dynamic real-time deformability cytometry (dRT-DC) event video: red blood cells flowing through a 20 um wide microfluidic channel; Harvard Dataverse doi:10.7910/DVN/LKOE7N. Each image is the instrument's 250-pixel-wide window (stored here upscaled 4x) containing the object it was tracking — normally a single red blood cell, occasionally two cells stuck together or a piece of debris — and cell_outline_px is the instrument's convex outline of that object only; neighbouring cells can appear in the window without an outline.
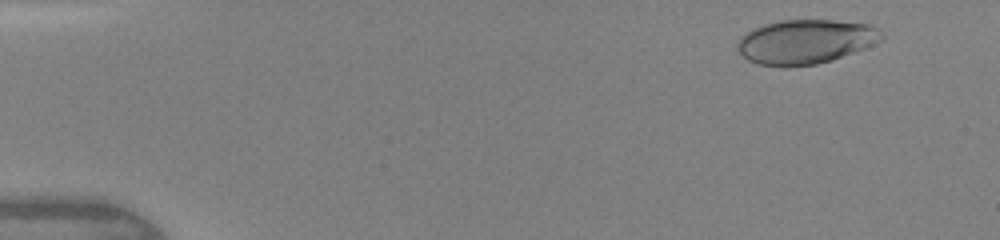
{"species": "human", "species_latin": "Homo sapiens", "temperature_condition": "warm", "stored_images_in_passage": 6, "camera_frame_rate_fps": 3000, "um_per_image_px": 0.085, "donor": {"sex": "female"}, "frame": {"image": 1, "passage_image": 1, "time_ms": 0.0, "image_size_px": [1000, 240], "cell_outline_px": [[884, 40], [864, 48], [832, 60], [816, 64], [788, 68], [780, 68], [760, 64], [748, 60], [736, 48], [736, 44], [740, 36], [752, 28], [764, 24], [780, 20], [832, 20], [868, 24], [876, 28], [884, 36]], "centroid_in_image_um": [68.43, 3.55], "position_along_channel_um": 16.6, "area_um2": 37.57}}
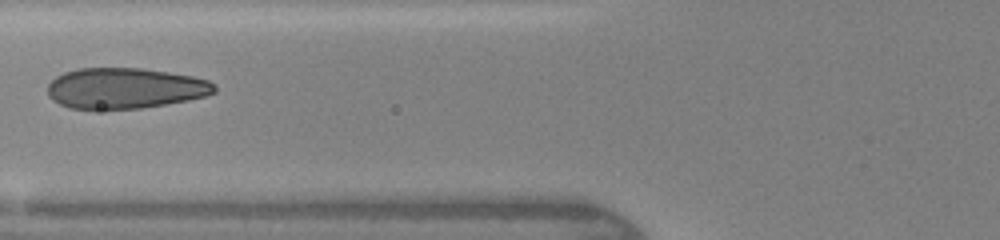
{"frame": {"image": 2, "passage_image": 5, "time_ms": 5.0, "image_size_px": [1000, 240], "cell_outline_px": [[216, 92], [204, 96], [188, 100], [140, 108], [92, 112], [68, 108], [52, 100], [48, 96], [48, 84], [56, 76], [64, 72], [80, 68], [140, 68], [168, 72], [192, 76], [208, 80], [216, 84]], "centroid_in_image_um": [10.57, 7.53], "position_along_channel_um": 115.2, "area_um2": 40.4}}
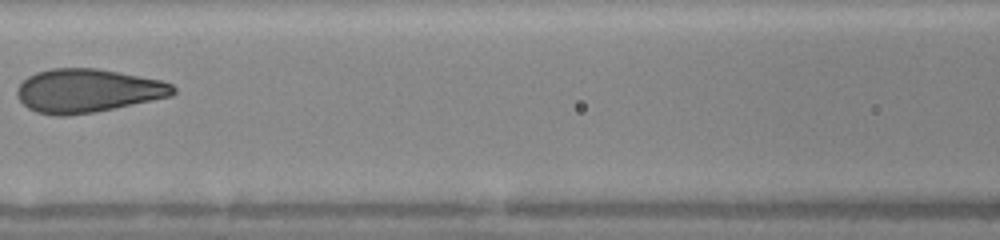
{"frame": {"image": 3, "passage_image": 6, "time_ms": 6.0, "image_size_px": [1000, 240], "cell_outline_px": [[176, 92], [172, 96], [92, 112], [64, 116], [56, 116], [36, 112], [28, 108], [16, 96], [16, 88], [28, 76], [36, 72], [52, 68], [96, 68], [160, 80], [172, 84], [176, 88]], "centroid_in_image_um": [7.41, 7.7], "position_along_channel_um": 159.2, "area_um2": 39.36}}